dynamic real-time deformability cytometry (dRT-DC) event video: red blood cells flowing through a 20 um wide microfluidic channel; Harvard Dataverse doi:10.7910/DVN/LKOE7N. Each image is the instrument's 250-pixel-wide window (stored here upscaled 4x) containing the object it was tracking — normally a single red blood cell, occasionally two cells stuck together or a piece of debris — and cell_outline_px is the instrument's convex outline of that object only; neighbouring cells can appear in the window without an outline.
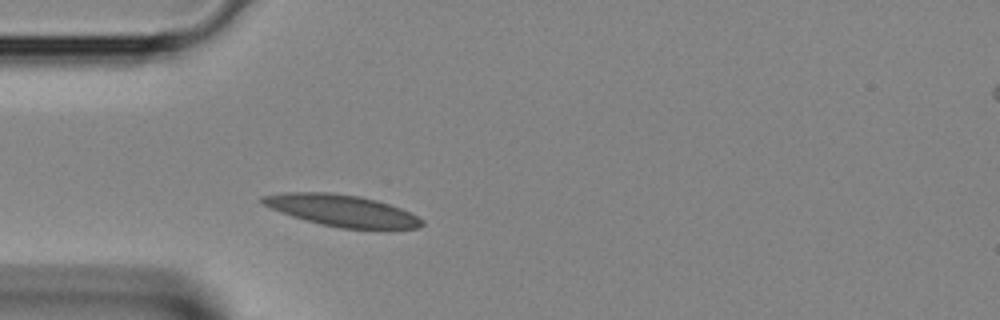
{"species": "Egyptian fruit bat (a non-hibernating species)", "species_latin": "Rousettus aegyptiacus", "temperature_condition": "room temperature", "stored_images_in_passage": 30, "camera_frame_rate_fps": 3000, "um_per_image_px": 0.085, "animal": {"sex": "female"}, "frame": {"image": 1, "passage_image": 1, "time_ms": 0.0, "image_size_px": [1000, 320], "cell_outline_px": [[424, 224], [416, 228], [388, 232], [340, 228], [320, 224], [292, 216], [280, 212], [260, 204], [256, 200], [260, 196], [284, 192], [328, 192], [360, 196], [376, 200], [400, 208], [424, 220]], "centroid_in_image_um": [29.08, 17.93], "position_along_channel_um": 55.9, "area_um2": 30.35}}
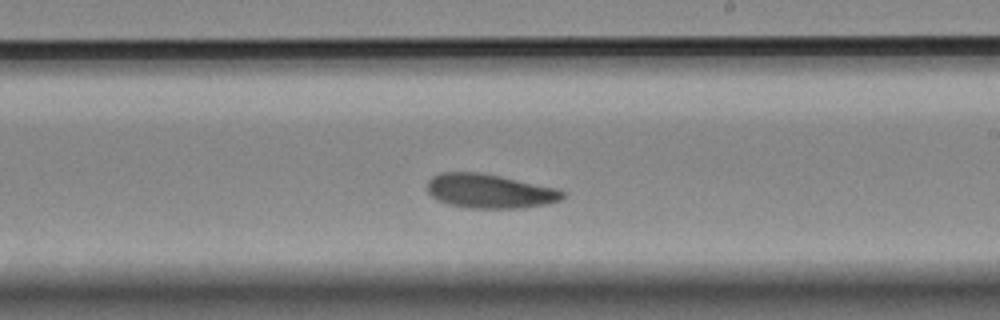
{"frame": {"image": 2, "passage_image": 13, "time_ms": 4.0, "image_size_px": [1000, 320], "cell_outline_px": [[568, 192], [560, 200], [548, 204], [524, 208], [472, 208], [448, 204], [436, 200], [428, 192], [428, 180], [432, 176], [440, 172], [480, 172], [560, 188]], "centroid_in_image_um": [41.67, 16.24], "position_along_channel_um": 247.3, "area_um2": 27.34}}
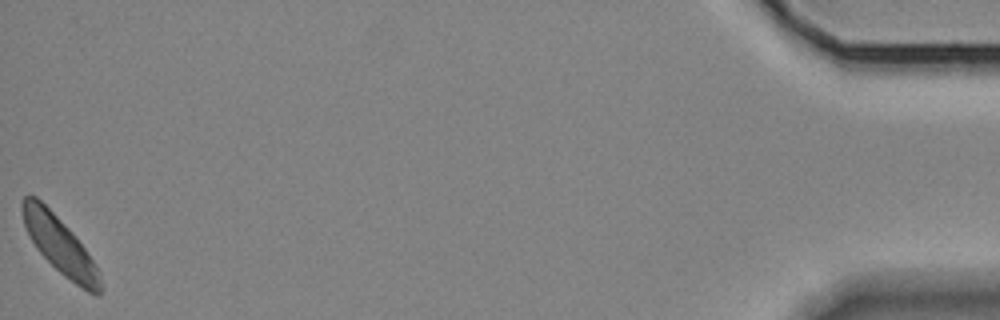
{"frame": {"image": 3, "passage_image": 30, "time_ms": 9.667, "image_size_px": [1000, 320], "cell_outline_px": [[104, 288], [100, 296], [96, 296], [88, 292], [64, 276], [36, 248], [24, 224], [20, 208], [20, 204], [24, 196], [36, 196], [72, 232], [96, 264], [100, 272]], "centroid_in_image_um": [5.13, 20.89], "position_along_channel_um": 430.1, "area_um2": 25.66}}